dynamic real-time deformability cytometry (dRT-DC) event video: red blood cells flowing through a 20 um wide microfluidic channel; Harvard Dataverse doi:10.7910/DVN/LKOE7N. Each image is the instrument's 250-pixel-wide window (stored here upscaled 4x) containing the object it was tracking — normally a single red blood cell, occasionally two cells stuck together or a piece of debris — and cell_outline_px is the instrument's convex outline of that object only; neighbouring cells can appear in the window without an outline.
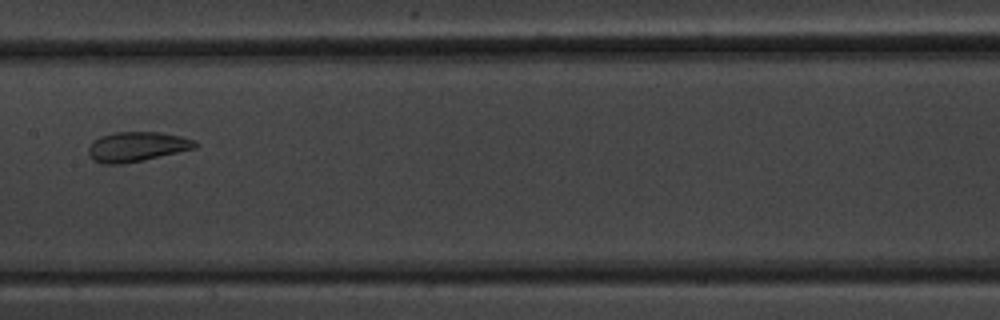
{"species": "common noctule bat (a hibernating species)", "species_latin": "Nyctalus noctula", "temperature_condition": "warm", "stored_images_in_passage": 11, "camera_frame_rate_fps": 3000, "um_per_image_px": 0.085, "animal": {"sex": "male", "body_mass_g": 20.1, "forearm_length_mm": 53.5}, "frame": {"image": 1, "passage_image": 8, "time_ms": 8.333, "image_size_px": [1000, 320], "cell_outline_px": [[200, 144], [196, 148], [144, 160], [124, 164], [104, 164], [92, 160], [88, 152], [88, 148], [100, 136], [116, 132], [160, 132], [180, 136], [196, 140]], "centroid_in_image_um": [11.67, 12.47], "position_along_channel_um": 195.7, "area_um2": 18.55}}
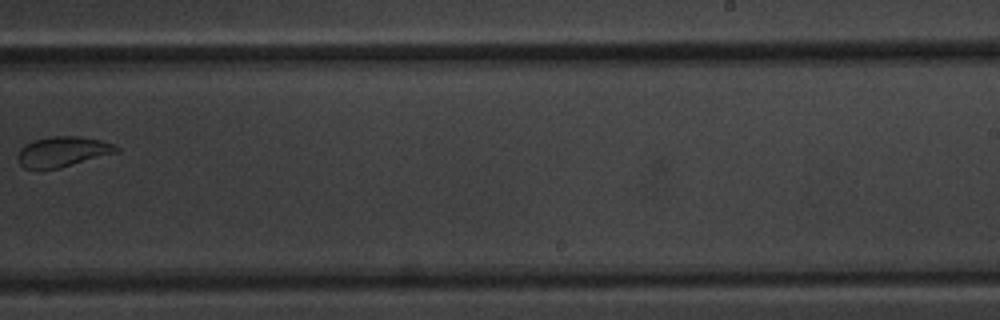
{"frame": {"image": 2, "passage_image": 10, "time_ms": 10.667, "image_size_px": [1000, 320], "cell_outline_px": [[120, 152], [60, 168], [24, 168], [16, 160], [16, 156], [20, 148], [32, 140], [52, 136], [76, 136], [100, 140], [116, 144], [120, 148]], "centroid_in_image_um": [5.35, 12.89], "position_along_channel_um": 283.7, "area_um2": 17.57}}
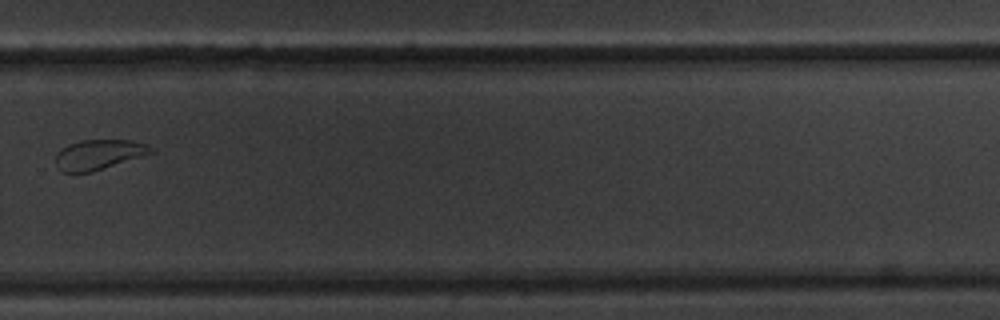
{"frame": {"image": 3, "passage_image": 11, "time_ms": 11.667, "image_size_px": [1000, 320], "cell_outline_px": [[156, 152], [92, 172], [72, 176], [60, 172], [56, 168], [56, 152], [60, 148], [68, 144], [80, 140], [132, 140], [148, 144], [156, 148]], "centroid_in_image_um": [8.36, 13.17], "position_along_channel_um": 321.4, "area_um2": 17.51}}